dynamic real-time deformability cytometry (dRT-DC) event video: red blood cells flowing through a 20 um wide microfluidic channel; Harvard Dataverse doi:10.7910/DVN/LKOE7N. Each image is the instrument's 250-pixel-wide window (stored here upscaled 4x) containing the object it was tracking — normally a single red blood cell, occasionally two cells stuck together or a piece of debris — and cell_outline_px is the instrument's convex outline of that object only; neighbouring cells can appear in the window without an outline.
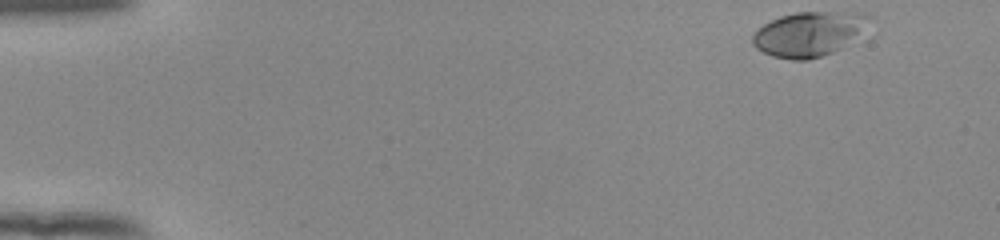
{"species": "human", "species_latin": "Homo sapiens", "temperature_condition": "room temperature", "stored_images_in_passage": 49, "camera_frame_rate_fps": 3000, "um_per_image_px": 0.085, "donor": {"sex": "female"}, "frame": {"image": 1, "passage_image": 1, "time_ms": 0.0, "image_size_px": [1000, 240], "cell_outline_px": [[876, 20], [856, 36], [840, 48], [832, 52], [808, 60], [792, 60], [772, 56], [756, 48], [752, 44], [752, 36], [764, 24], [780, 16], [796, 12], [864, 12], [872, 16]], "centroid_in_image_um": [68.81, 2.86], "position_along_channel_um": 16.2, "area_um2": 30.4}}
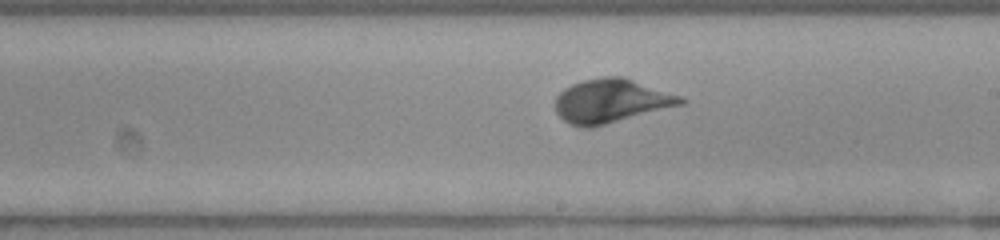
{"frame": {"image": 2, "passage_image": 28, "time_ms": 9.0, "image_size_px": [1000, 240], "cell_outline_px": [[688, 100], [684, 104], [592, 128], [584, 128], [568, 124], [556, 112], [556, 96], [564, 88], [572, 84], [584, 80], [604, 76], [624, 76], [680, 96]], "centroid_in_image_um": [51.94, 8.59], "position_along_channel_um": 237.1, "area_um2": 32.14}}
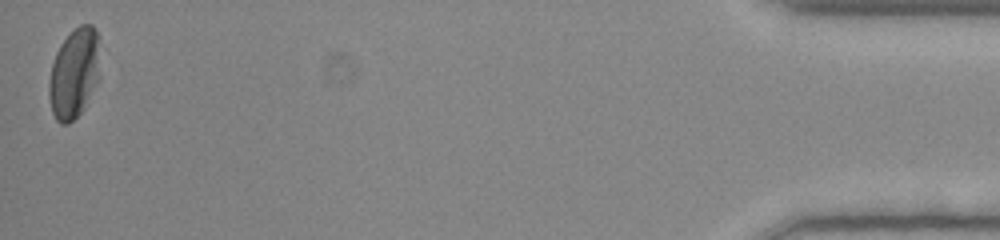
{"frame": {"image": 3, "passage_image": 49, "time_ms": 16.0, "image_size_px": [1000, 240], "cell_outline_px": [[100, 80], [84, 108], [68, 124], [60, 124], [56, 120], [52, 112], [48, 96], [48, 84], [52, 64], [56, 52], [60, 44], [80, 24], [92, 24], [96, 28]], "centroid_in_image_um": [6.3, 6.26], "position_along_channel_um": 428.9, "area_um2": 26.82}, "authors_computed_cell_mechanics": {"area_um2": 29.0156, "velocity_mm_per_s": 3.915, "shape_relaxation_time_tau1_ms": 2.382, "shape_relaxation_time_tau2_ms": null, "deformation_change_tau1": 0.1415, "deformation_change_tau2": null}}